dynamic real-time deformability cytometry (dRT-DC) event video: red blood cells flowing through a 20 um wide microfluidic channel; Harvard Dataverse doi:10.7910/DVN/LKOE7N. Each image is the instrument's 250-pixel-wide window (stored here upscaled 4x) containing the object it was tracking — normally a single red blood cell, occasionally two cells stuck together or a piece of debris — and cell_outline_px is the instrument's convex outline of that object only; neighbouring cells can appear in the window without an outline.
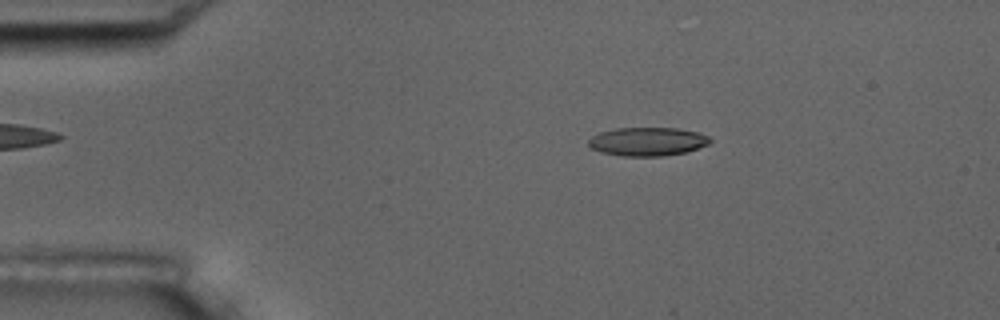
{"species": "common noctule bat (a hibernating species)", "species_latin": "Nyctalus noctula", "temperature_condition": "room temperature", "stored_images_in_passage": 5, "camera_frame_rate_fps": 3000, "um_per_image_px": 0.085, "animal": {"sex": "male", "body_mass_g": 17.5, "forearm_length_mm": 52.3}, "frame": {"image": 1, "passage_image": 2, "time_ms": 1.333, "image_size_px": [1000, 320], "cell_outline_px": [[712, 140], [708, 144], [684, 152], [664, 156], [620, 156], [600, 152], [592, 148], [588, 144], [588, 140], [592, 136], [600, 132], [616, 128], [676, 128], [700, 132], [708, 136]], "centroid_in_image_um": [55.02, 12.03], "position_along_channel_um": 30.0, "area_um2": 20.23}}
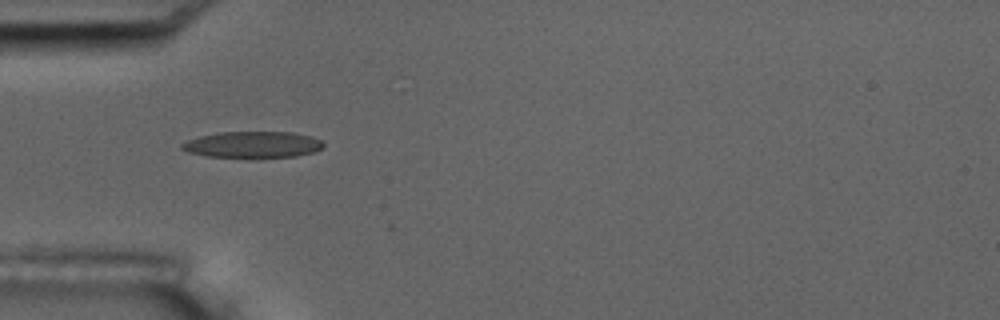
{"frame": {"image": 2, "passage_image": 4, "time_ms": 3.667, "image_size_px": [1000, 320], "cell_outline_px": [[324, 144], [316, 152], [296, 156], [252, 160], [204, 156], [188, 152], [180, 148], [180, 144], [188, 140], [200, 136], [220, 132], [292, 132], [312, 136], [320, 140]], "centroid_in_image_um": [21.47, 12.34], "position_along_channel_um": 63.5, "area_um2": 22.66}}